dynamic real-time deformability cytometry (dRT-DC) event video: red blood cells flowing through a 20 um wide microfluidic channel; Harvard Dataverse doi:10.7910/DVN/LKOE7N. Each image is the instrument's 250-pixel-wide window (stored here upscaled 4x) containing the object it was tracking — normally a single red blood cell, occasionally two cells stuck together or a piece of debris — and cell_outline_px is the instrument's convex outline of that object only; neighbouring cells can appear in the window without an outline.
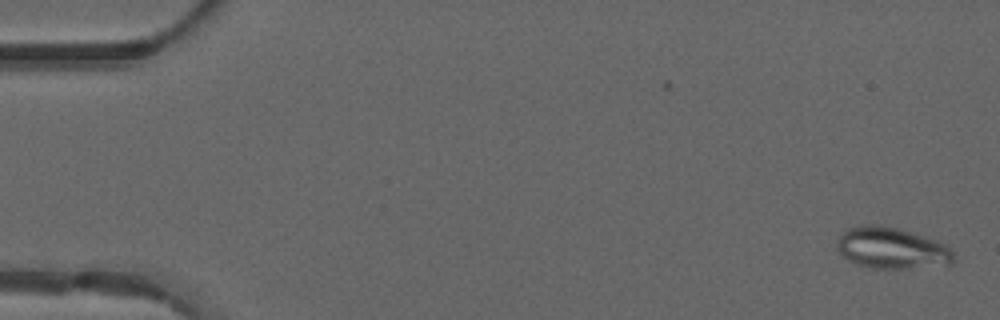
{"species": "common noctule bat (a hibernating species)", "species_latin": "Nyctalus noctula", "temperature_condition": "warm", "stored_images_in_passage": 49, "camera_frame_rate_fps": 3000, "um_per_image_px": 0.085, "animal": {"sex": "male", "forearm_length_mm": 52.5}, "frame": {"image": 1, "passage_image": 1, "time_ms": 0.0, "image_size_px": [1000, 320], "cell_outline_px": [[956, 260], [952, 264], [904, 268], [872, 268], [856, 264], [848, 260], [836, 248], [836, 240], [848, 228], [864, 224], [876, 224], [896, 228], [924, 236], [936, 240], [944, 244], [956, 256]], "centroid_in_image_um": [75.78, 21.09], "position_along_channel_um": 9.2, "area_um2": 27.98}}
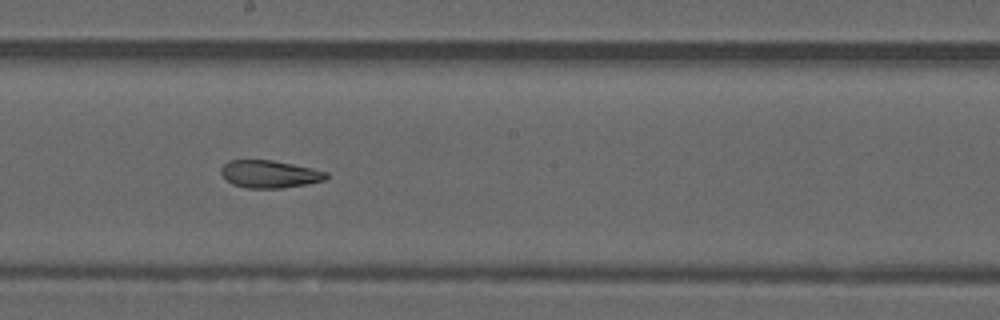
{"frame": {"image": 2, "passage_image": 27, "time_ms": 8.667, "image_size_px": [1000, 320], "cell_outline_px": [[328, 176], [324, 180], [308, 184], [280, 188], [248, 188], [232, 184], [220, 172], [220, 168], [228, 160], [272, 160], [312, 168], [328, 172]], "centroid_in_image_um": [22.92, 14.79], "position_along_channel_um": 225.3, "area_um2": 16.82}}
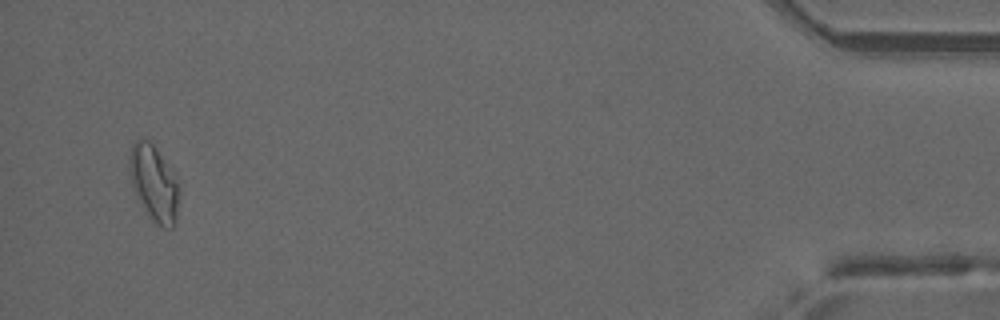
{"frame": {"image": 3, "passage_image": 47, "time_ms": 15.333, "image_size_px": [1000, 320], "cell_outline_px": [[176, 220], [172, 228], [164, 228], [156, 224], [152, 220], [140, 204], [132, 184], [128, 172], [128, 160], [132, 144], [136, 140], [144, 136], [152, 144], [176, 180]], "centroid_in_image_um": [13.0, 15.56], "position_along_channel_um": 422.2, "area_um2": 21.21}, "authors_computed_cell_mechanics": {"area_um2": 18.9006, "velocity_mm_per_s": 4.1698, "shape_relaxation_time_tau1_ms": null, "shape_relaxation_time_tau2_ms": 2.7172, "deformation_change_tau1": null, "deformation_change_tau2": 0.1099}}